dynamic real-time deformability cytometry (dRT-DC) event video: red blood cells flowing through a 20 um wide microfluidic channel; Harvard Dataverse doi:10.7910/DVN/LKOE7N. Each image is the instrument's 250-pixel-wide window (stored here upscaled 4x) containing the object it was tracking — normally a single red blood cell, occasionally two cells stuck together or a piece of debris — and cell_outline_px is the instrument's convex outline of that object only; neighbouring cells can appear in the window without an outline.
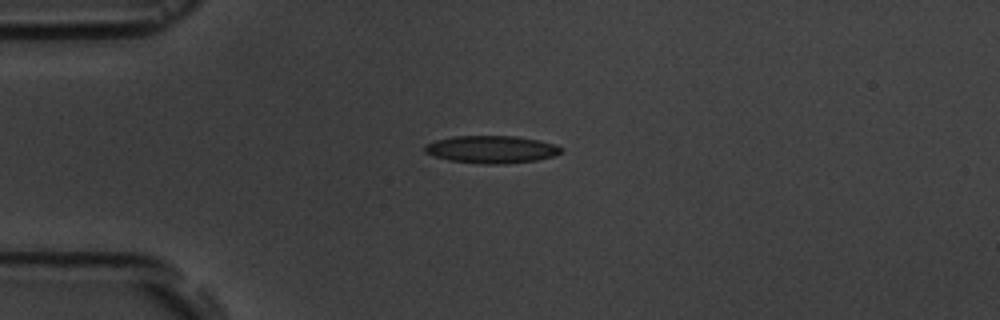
{"species": "common noctule bat (a hibernating species)", "species_latin": "Nyctalus noctula", "temperature_condition": "room temperature", "stored_images_in_passage": 13, "camera_frame_rate_fps": 3000, "um_per_image_px": 0.085, "animal": {"sex": "male", "body_mass_g": 19.5, "forearm_length_mm": 54.6}, "frame": {"image": 1, "passage_image": 4, "time_ms": 3.333, "image_size_px": [1000, 320], "cell_outline_px": [[564, 148], [560, 152], [552, 156], [536, 160], [504, 164], [480, 164], [448, 160], [424, 152], [424, 144], [436, 140], [452, 136], [516, 136], [540, 140], [556, 144]], "centroid_in_image_um": [41.77, 12.69], "position_along_channel_um": 43.2, "area_um2": 21.96}}
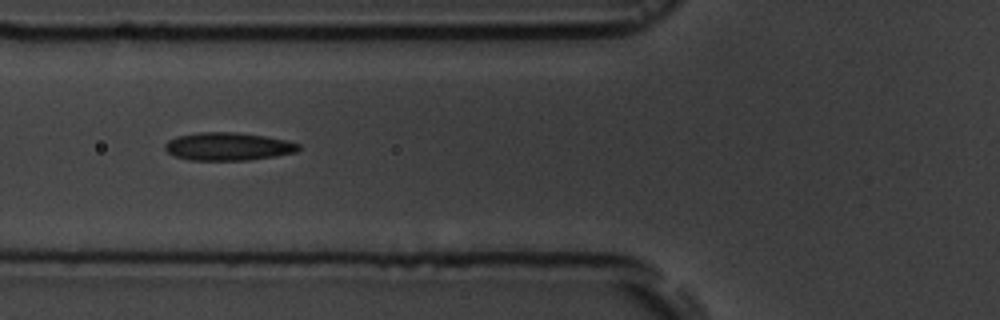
{"frame": {"image": 2, "passage_image": 6, "time_ms": 5.667, "image_size_px": [1000, 320], "cell_outline_px": [[300, 148], [296, 152], [276, 156], [248, 160], [188, 160], [172, 156], [164, 148], [164, 144], [168, 140], [176, 136], [196, 132], [236, 132], [264, 136], [284, 140], [300, 144]], "centroid_in_image_um": [19.33, 12.45], "position_along_channel_um": 106.5, "area_um2": 21.91}}
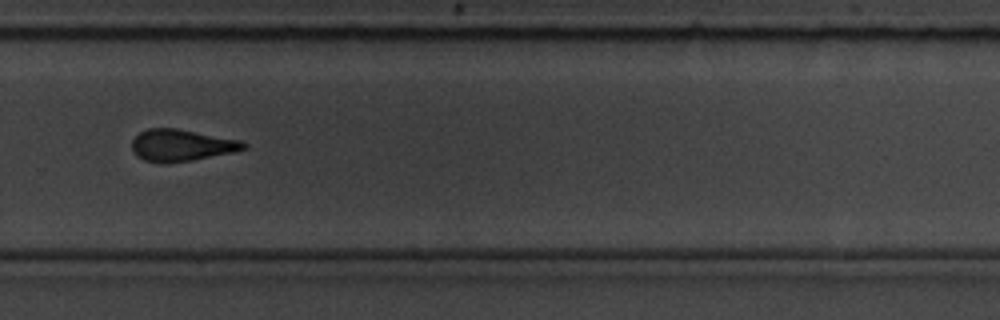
{"frame": {"image": 3, "passage_image": 11, "time_ms": 11.333, "image_size_px": [1000, 320], "cell_outline_px": [[248, 148], [236, 152], [192, 160], [160, 164], [144, 160], [136, 156], [132, 152], [132, 140], [140, 132], [148, 128], [176, 128], [240, 140], [248, 144]], "centroid_in_image_um": [15.42, 12.36], "position_along_channel_um": 314.4, "area_um2": 20.92}, "authors_computed_cell_mechanics": {"area_um2": 21.4438, "velocity_mm_per_s": 3.6745, "shape_relaxation_time_tau1_ms": null, "shape_relaxation_time_tau2_ms": 3.0251, "deformation_change_tau1": null, "deformation_change_tau2": 0.0876}}